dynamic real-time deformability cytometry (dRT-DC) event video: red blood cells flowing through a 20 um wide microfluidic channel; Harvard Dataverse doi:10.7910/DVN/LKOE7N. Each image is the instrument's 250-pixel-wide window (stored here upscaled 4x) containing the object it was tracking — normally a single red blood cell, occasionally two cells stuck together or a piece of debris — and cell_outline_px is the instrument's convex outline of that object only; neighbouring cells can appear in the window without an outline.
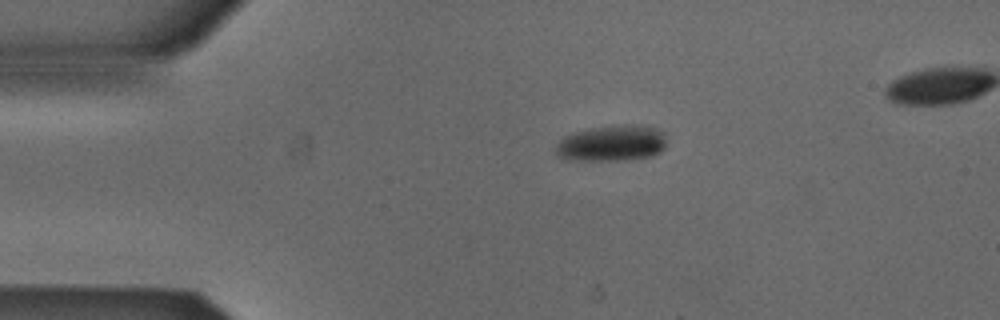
{"species": "Egyptian fruit bat (a non-hibernating species)", "species_latin": "Rousettus aegyptiacus", "temperature_condition": "cold", "stored_images_in_passage": 3, "camera_frame_rate_fps": 3000, "um_per_image_px": 0.085, "animal": {"sex": "male"}, "frame": {"image": 1, "passage_image": 1, "time_ms": 0.0, "image_size_px": [1000, 320], "cell_outline_px": [[664, 148], [660, 152], [652, 156], [628, 160], [568, 160], [556, 156], [556, 144], [564, 136], [576, 132], [592, 128], [620, 124], [632, 124], [656, 128], [664, 132]], "centroid_in_image_um": [51.99, 12.18], "position_along_channel_um": 33.0, "area_um2": 23.35}}